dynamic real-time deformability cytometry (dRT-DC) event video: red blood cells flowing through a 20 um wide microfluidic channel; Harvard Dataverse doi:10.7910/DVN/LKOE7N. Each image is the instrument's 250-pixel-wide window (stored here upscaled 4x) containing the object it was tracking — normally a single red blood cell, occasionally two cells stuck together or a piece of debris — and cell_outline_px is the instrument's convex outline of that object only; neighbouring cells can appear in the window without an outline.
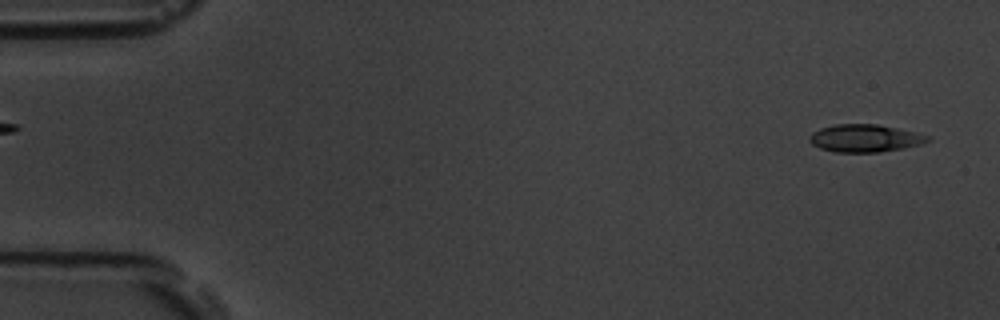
{"species": "common noctule bat (a hibernating species)", "species_latin": "Nyctalus noctula", "temperature_condition": "room temperature", "stored_images_in_passage": 55, "camera_frame_rate_fps": 3000, "um_per_image_px": 0.085, "animal": {"sex": "male", "body_mass_g": 19.5, "forearm_length_mm": 54.6}, "frame": {"image": 1, "passage_image": 2, "time_ms": 0.333, "image_size_px": [1000, 320], "cell_outline_px": [[932, 140], [920, 144], [904, 148], [880, 152], [836, 152], [820, 148], [812, 144], [808, 140], [808, 136], [812, 132], [820, 128], [836, 124], [876, 124], [896, 128], [932, 136]], "centroid_in_image_um": [73.51, 11.75], "position_along_channel_um": 11.5, "area_um2": 19.07}}
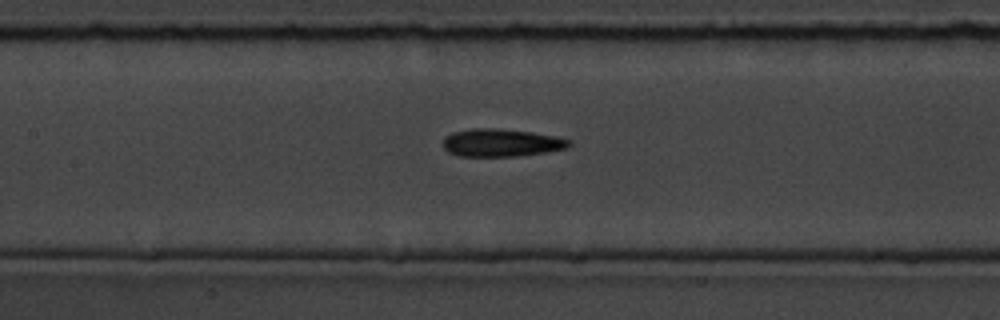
{"frame": {"image": 2, "passage_image": 25, "time_ms": 8.0, "image_size_px": [1000, 320], "cell_outline_px": [[572, 144], [568, 148], [544, 152], [516, 156], [460, 156], [448, 152], [444, 148], [444, 136], [452, 132], [472, 128], [496, 128], [532, 132], [572, 140]], "centroid_in_image_um": [42.59, 12.13], "position_along_channel_um": 164.8, "area_um2": 20.35}}
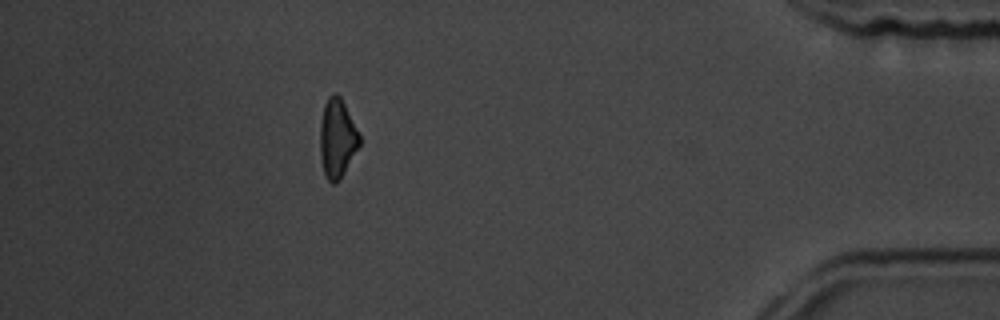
{"frame": {"image": 3, "passage_image": 49, "time_ms": 16.0, "image_size_px": [1000, 320], "cell_outline_px": [[360, 144], [340, 180], [336, 184], [332, 184], [324, 176], [320, 156], [320, 124], [324, 104], [328, 96], [332, 92], [336, 92], [340, 96], [360, 136]], "centroid_in_image_um": [28.64, 11.78], "position_along_channel_um": 406.6, "area_um2": 18.15}, "authors_computed_cell_mechanics": {"area_um2": 19.074, "velocity_mm_per_s": 3.6495, "shape_relaxation_time_tau1_ms": 2.8985, "shape_relaxation_time_tau2_ms": 4.9446, "deformation_change_tau1": 0.1016, "deformation_change_tau2": 0.1532}}